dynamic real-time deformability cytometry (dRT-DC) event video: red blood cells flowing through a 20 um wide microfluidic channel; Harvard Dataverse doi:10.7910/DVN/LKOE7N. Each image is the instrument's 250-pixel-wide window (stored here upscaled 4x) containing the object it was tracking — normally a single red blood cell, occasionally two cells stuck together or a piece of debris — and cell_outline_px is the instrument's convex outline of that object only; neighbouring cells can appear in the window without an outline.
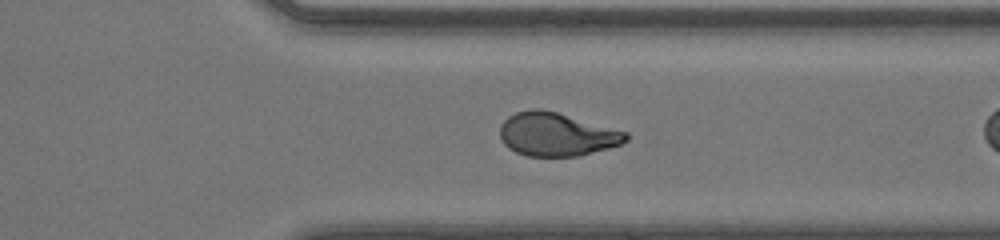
{"species": "human", "species_latin": "Homo sapiens", "temperature_condition": "room temperature", "stored_images_in_passage": 24, "camera_frame_rate_fps": 3000, "um_per_image_px": 0.085, "donor": {"sex": "male"}, "frame": {"image": 1, "passage_image": 21, "time_ms": 6.667, "image_size_px": [1000, 240], "cell_outline_px": [[628, 140], [620, 144], [608, 148], [580, 156], [528, 156], [516, 152], [508, 148], [504, 144], [500, 136], [500, 124], [508, 116], [516, 112], [532, 108], [540, 108], [556, 112], [628, 132]], "centroid_in_image_um": [47.29, 11.42], "position_along_channel_um": 364.1, "area_um2": 31.85}}